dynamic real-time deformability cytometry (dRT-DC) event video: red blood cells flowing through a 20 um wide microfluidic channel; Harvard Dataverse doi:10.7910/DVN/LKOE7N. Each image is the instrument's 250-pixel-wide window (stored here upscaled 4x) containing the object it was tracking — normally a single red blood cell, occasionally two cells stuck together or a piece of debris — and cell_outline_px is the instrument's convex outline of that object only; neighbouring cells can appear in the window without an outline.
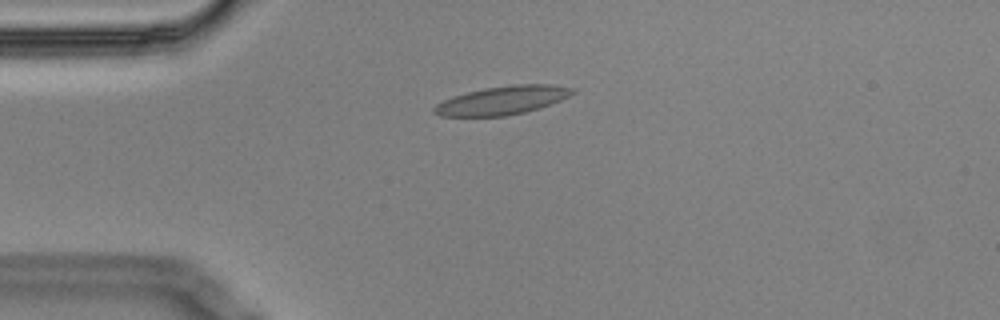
{"species": "Egyptian fruit bat (a non-hibernating species)", "species_latin": "Rousettus aegyptiacus", "temperature_condition": "cold", "stored_images_in_passage": 2, "camera_frame_rate_fps": 3000, "um_per_image_px": 0.085, "animal": {"sex": "male"}, "frame": {"image": 1, "passage_image": 2, "time_ms": 0.333, "image_size_px": [1000, 320], "cell_outline_px": [[576, 92], [560, 100], [540, 108], [524, 112], [504, 116], [440, 116], [432, 112], [432, 108], [436, 104], [452, 96], [484, 88], [512, 84], [552, 84], [576, 88]], "centroid_in_image_um": [42.71, 8.52], "position_along_channel_um": 42.3, "area_um2": 23.06}}